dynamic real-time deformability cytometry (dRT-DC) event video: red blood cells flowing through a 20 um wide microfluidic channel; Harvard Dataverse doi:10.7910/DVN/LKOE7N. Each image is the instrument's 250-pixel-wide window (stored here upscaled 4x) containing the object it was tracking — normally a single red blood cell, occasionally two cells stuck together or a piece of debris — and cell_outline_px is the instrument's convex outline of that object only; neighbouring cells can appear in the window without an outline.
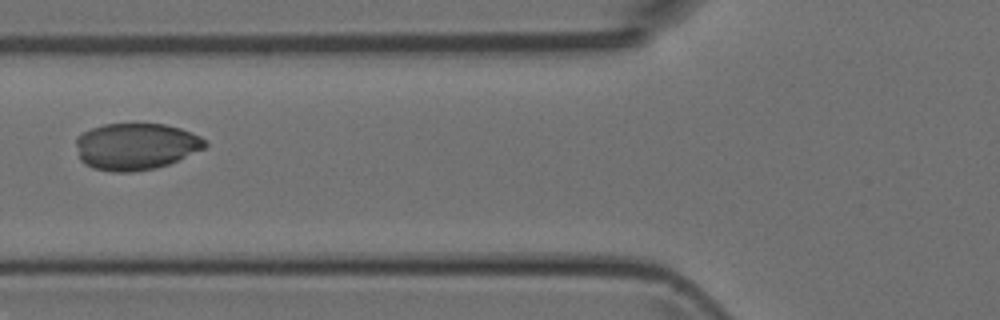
{"species": "Egyptian fruit bat (a non-hibernating species)", "species_latin": "Rousettus aegyptiacus", "temperature_condition": "room temperature", "stored_images_in_passage": 5, "camera_frame_rate_fps": 3000, "um_per_image_px": 0.085, "animal": {"sex": "female"}, "frame": {"image": 1, "passage_image": 4, "time_ms": 4.333, "image_size_px": [1000, 320], "cell_outline_px": [[208, 144], [204, 148], [168, 164], [156, 168], [132, 172], [112, 172], [92, 168], [84, 164], [80, 160], [76, 144], [76, 136], [92, 128], [104, 124], [164, 124], [180, 128], [192, 132], [200, 136]], "centroid_in_image_um": [11.52, 12.45], "position_along_channel_um": 114.3, "area_um2": 35.14}}
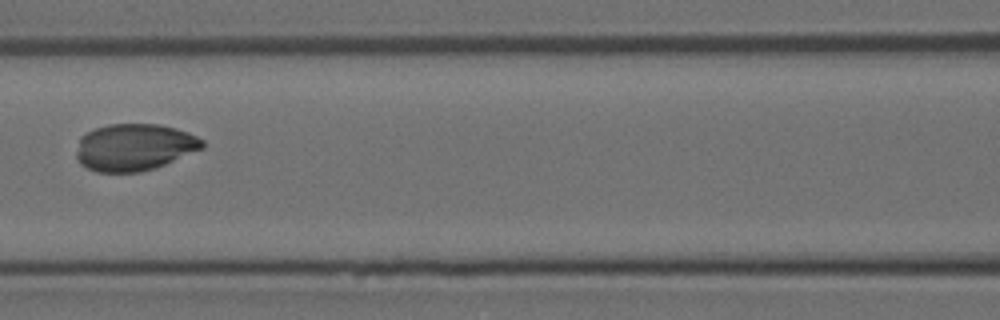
{"frame": {"image": 2, "passage_image": 5, "time_ms": 5.333, "image_size_px": [1000, 320], "cell_outline_px": [[204, 148], [164, 164], [140, 172], [96, 172], [80, 164], [76, 156], [76, 152], [80, 136], [96, 128], [108, 124], [160, 124], [176, 128], [188, 132], [204, 140]], "centroid_in_image_um": [11.41, 12.5], "position_along_channel_um": 155.2, "area_um2": 34.45}}